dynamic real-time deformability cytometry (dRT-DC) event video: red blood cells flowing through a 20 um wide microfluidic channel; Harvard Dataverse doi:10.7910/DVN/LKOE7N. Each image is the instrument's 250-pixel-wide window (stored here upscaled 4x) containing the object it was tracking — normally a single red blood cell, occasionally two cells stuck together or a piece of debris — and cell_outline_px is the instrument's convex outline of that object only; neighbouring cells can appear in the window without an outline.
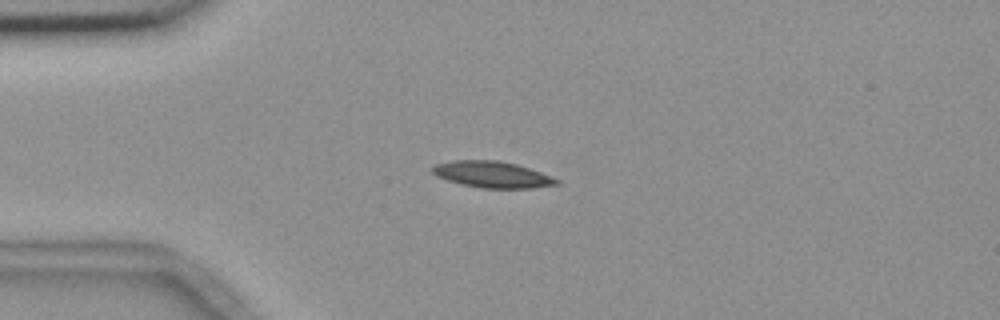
{"species": "common noctule bat (a hibernating species)", "species_latin": "Nyctalus noctula", "temperature_condition": "room temperature", "stored_images_in_passage": 44, "camera_frame_rate_fps": 3000, "um_per_image_px": 0.085, "animal": {"sex": "female", "body_mass_g": 18.4}, "frame": {"image": 1, "passage_image": 13, "time_ms": 4.0, "image_size_px": [1000, 320], "cell_outline_px": [[560, 184], [532, 188], [484, 188], [460, 184], [436, 176], [432, 172], [432, 168], [436, 164], [452, 160], [500, 160], [516, 164], [540, 172], [560, 180]], "centroid_in_image_um": [41.84, 14.83], "position_along_channel_um": 43.2, "area_um2": 19.02}}
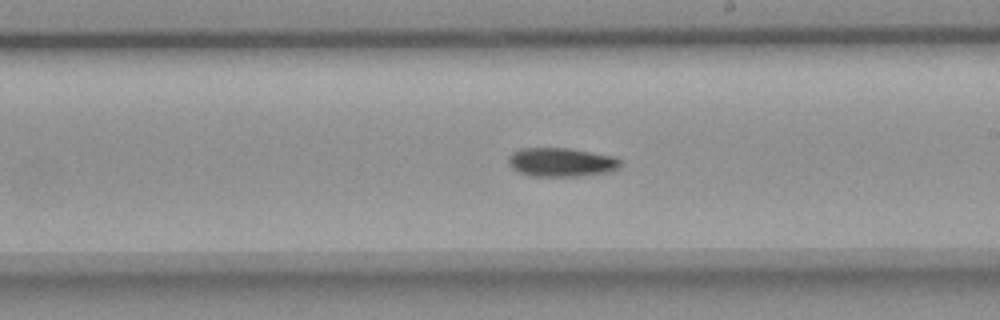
{"frame": {"image": 2, "passage_image": 31, "time_ms": 10.0, "image_size_px": [1000, 320], "cell_outline_px": [[624, 164], [620, 168], [612, 172], [580, 176], [532, 176], [520, 172], [512, 168], [508, 164], [508, 156], [512, 152], [520, 148], [568, 148], [616, 156], [624, 160]], "centroid_in_image_um": [47.79, 13.79], "position_along_channel_um": 241.2, "area_um2": 19.31}}
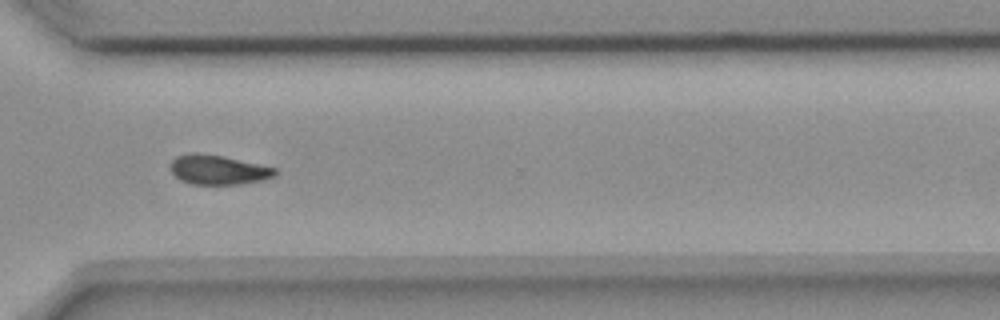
{"frame": {"image": 3, "passage_image": 40, "time_ms": 13.0, "image_size_px": [1000, 320], "cell_outline_px": [[276, 176], [264, 180], [240, 184], [192, 184], [180, 180], [172, 172], [172, 160], [176, 156], [192, 152], [196, 152], [224, 156], [276, 168]], "centroid_in_image_um": [18.56, 14.43], "position_along_channel_um": 352.0, "area_um2": 17.98}, "authors_computed_cell_mechanics": {"area_um2": 18.7272, "velocity_mm_per_s": 3.6711, "shape_relaxation_time_tau1_ms": 10.1392, "shape_relaxation_time_tau2_ms": null, "deformation_change_tau1": 0.1863, "deformation_change_tau2": null}}